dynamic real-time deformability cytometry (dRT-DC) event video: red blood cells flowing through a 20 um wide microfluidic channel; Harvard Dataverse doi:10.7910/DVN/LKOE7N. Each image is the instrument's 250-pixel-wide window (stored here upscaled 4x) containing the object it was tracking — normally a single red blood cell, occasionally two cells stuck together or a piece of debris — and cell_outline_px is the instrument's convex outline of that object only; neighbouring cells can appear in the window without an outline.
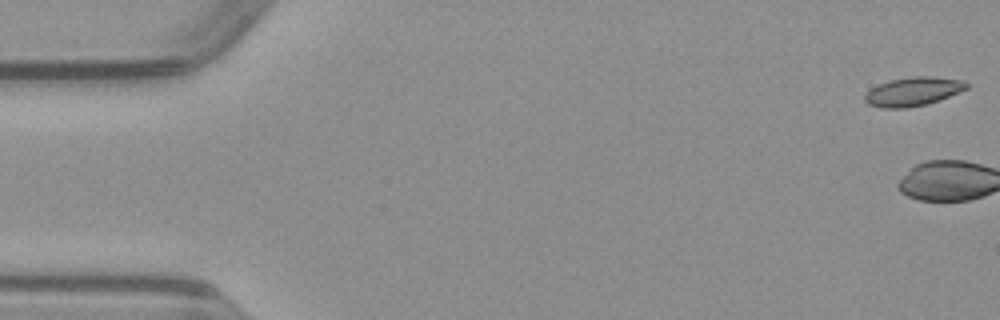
{"species": "common noctule bat (a hibernating species)", "species_latin": "Nyctalus noctula", "temperature_condition": "warm", "stored_images_in_passage": 3, "camera_frame_rate_fps": 3000, "um_per_image_px": 0.085, "animal": {"sex": "male", "body_mass_g": 23.1, "forearm_length_mm": 52.7}, "frame": {"image": 1, "passage_image": 1, "time_ms": 0.0, "image_size_px": [1000, 320], "cell_outline_px": [[968, 88], [940, 100], [908, 108], [880, 108], [868, 104], [864, 100], [864, 96], [872, 88], [888, 80], [916, 76], [928, 76], [964, 80], [968, 84]], "centroid_in_image_um": [77.61, 7.78], "position_along_channel_um": 7.4, "area_um2": 16.99}}